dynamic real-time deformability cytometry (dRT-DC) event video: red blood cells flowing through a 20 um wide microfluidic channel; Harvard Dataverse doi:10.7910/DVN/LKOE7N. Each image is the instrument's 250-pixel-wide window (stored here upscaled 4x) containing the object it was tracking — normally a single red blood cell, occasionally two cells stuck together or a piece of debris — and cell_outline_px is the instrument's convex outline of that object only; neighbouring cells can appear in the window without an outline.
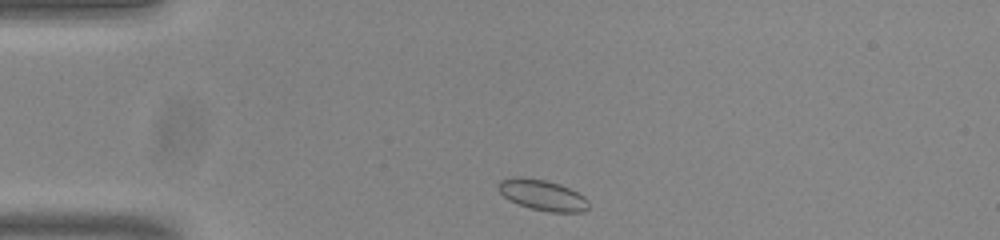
{"species": "common noctule bat (a hibernating species)", "species_latin": "Nyctalus noctula", "temperature_condition": "room temperature", "stored_images_in_passage": 43, "camera_frame_rate_fps": 3000, "um_per_image_px": 0.085, "animal": {"sex": "male", "body_mass_g": 20.0, "forearm_length_mm": 53.3}, "frame": {"image": 1, "passage_image": 1, "time_ms": 0.0, "image_size_px": [1000, 240], "cell_outline_px": [[588, 208], [584, 212], [548, 212], [532, 208], [508, 200], [496, 188], [496, 184], [500, 180], [520, 176], [544, 180], [560, 184], [584, 196], [588, 200]], "centroid_in_image_um": [46.08, 16.58], "position_along_channel_um": 38.9, "area_um2": 16.13}}
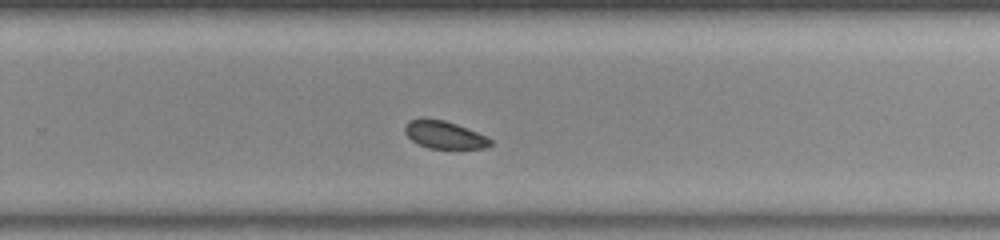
{"frame": {"image": 2, "passage_image": 24, "time_ms": 7.667, "image_size_px": [1000, 240], "cell_outline_px": [[492, 144], [488, 148], [428, 148], [412, 140], [404, 132], [404, 124], [408, 120], [444, 120], [456, 124], [476, 132], [492, 140]], "centroid_in_image_um": [37.77, 11.48], "position_along_channel_um": 292.0, "area_um2": 13.35}}
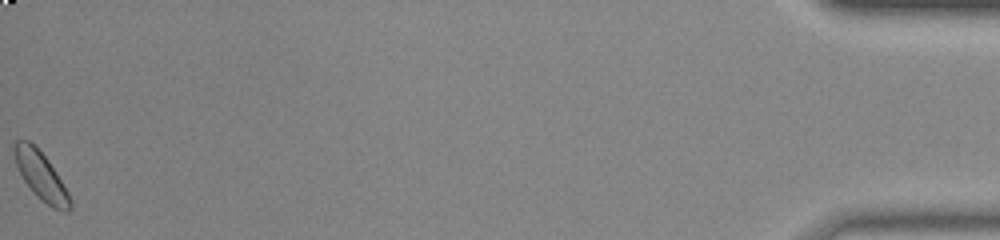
{"frame": {"image": 3, "passage_image": 43, "time_ms": 14.0, "image_size_px": [1000, 240], "cell_outline_px": [[72, 208], [68, 212], [64, 212], [52, 208], [40, 200], [32, 192], [24, 180], [16, 164], [16, 140], [28, 140], [48, 160], [68, 192], [72, 200]], "centroid_in_image_um": [3.55, 15.05], "position_along_channel_um": 431.7, "area_um2": 15.2}}